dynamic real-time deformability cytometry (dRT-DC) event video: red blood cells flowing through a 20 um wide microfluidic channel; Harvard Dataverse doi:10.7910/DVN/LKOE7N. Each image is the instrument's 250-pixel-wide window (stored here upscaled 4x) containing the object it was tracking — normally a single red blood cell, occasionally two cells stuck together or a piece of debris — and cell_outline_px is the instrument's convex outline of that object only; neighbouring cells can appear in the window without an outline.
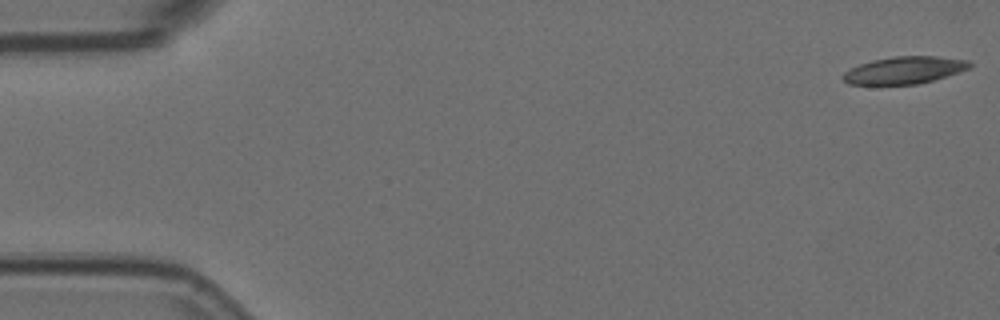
{"species": "Egyptian fruit bat (a non-hibernating species)", "species_latin": "Rousettus aegyptiacus", "temperature_condition": "room temperature", "stored_images_in_passage": 6, "camera_frame_rate_fps": 3000, "um_per_image_px": 0.085, "animal": {"sex": "female"}, "frame": {"image": 1, "passage_image": 1, "time_ms": 0.0, "image_size_px": [1000, 320], "cell_outline_px": [[972, 64], [968, 68], [960, 72], [932, 80], [916, 84], [848, 84], [840, 76], [844, 72], [860, 64], [872, 60], [892, 56], [936, 56], [968, 60]], "centroid_in_image_um": [76.86, 5.95], "position_along_channel_um": 8.1, "area_um2": 19.94}}
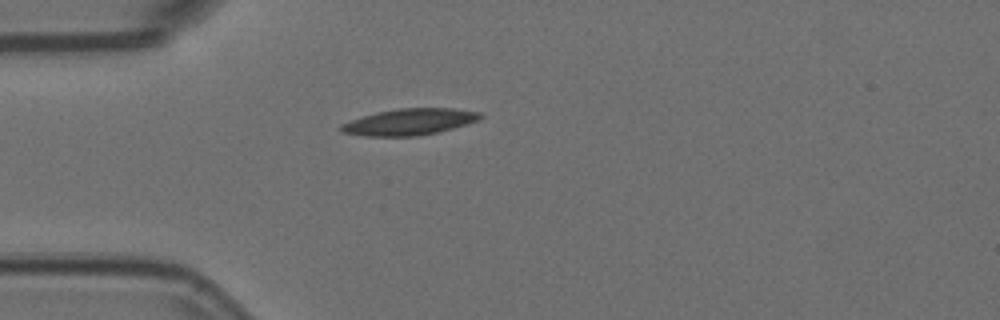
{"frame": {"image": 2, "passage_image": 5, "time_ms": 1.333, "image_size_px": [1000, 320], "cell_outline_px": [[484, 116], [480, 120], [452, 128], [436, 132], [416, 136], [364, 136], [340, 132], [340, 124], [376, 112], [400, 108], [452, 108], [480, 112]], "centroid_in_image_um": [34.81, 10.35], "position_along_channel_um": 50.2, "area_um2": 21.33}}